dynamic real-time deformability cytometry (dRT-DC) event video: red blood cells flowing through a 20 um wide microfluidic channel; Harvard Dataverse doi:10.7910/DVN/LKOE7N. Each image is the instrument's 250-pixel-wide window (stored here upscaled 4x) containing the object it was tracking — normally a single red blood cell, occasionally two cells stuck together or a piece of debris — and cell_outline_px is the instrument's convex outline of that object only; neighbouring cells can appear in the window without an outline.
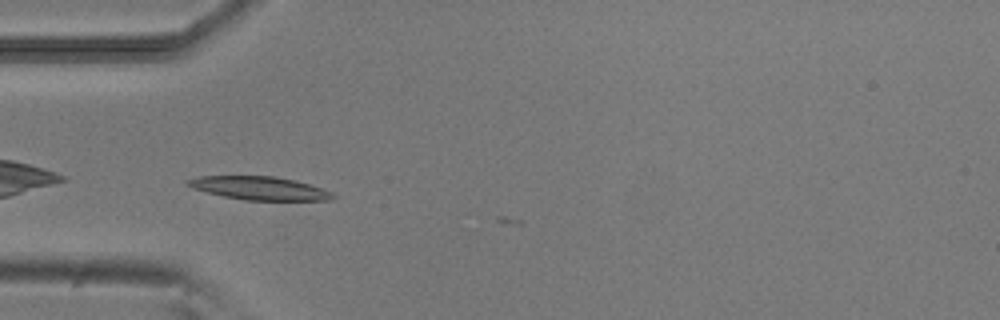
{"species": "common noctule bat (a hibernating species)", "species_latin": "Nyctalus noctula", "temperature_condition": "room temperature", "stored_images_in_passage": 32, "camera_frame_rate_fps": 3000, "um_per_image_px": 0.085, "animal": {"sex": "male", "body_mass_g": 20.5, "forearm_length_mm": 52.5}, "frame": {"image": 1, "passage_image": 2, "time_ms": 0.333, "image_size_px": [1000, 320], "cell_outline_px": [[332, 196], [324, 200], [248, 200], [224, 196], [208, 192], [196, 188], [188, 184], [188, 180], [204, 176], [272, 176], [292, 180], [308, 184], [320, 188], [328, 192]], "centroid_in_image_um": [22.02, 15.99], "position_along_channel_um": 63.0, "area_um2": 18.73}}
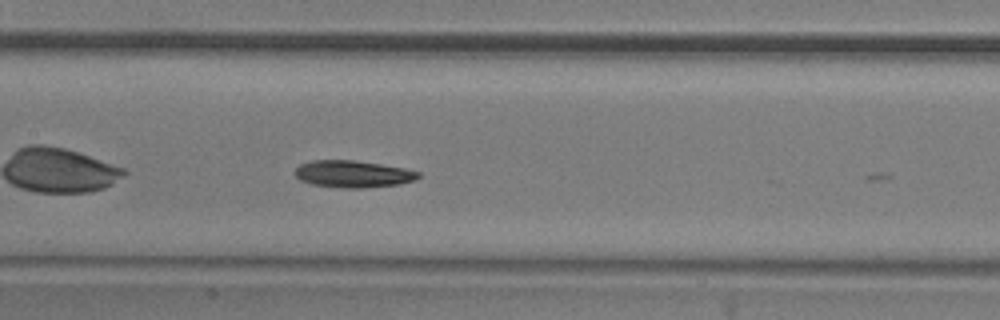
{"frame": {"image": 2, "passage_image": 11, "time_ms": 3.333, "image_size_px": [1000, 320], "cell_outline_px": [[420, 176], [412, 180], [396, 184], [356, 188], [352, 188], [316, 184], [300, 180], [296, 176], [296, 168], [300, 164], [316, 160], [352, 160], [400, 168], [420, 172]], "centroid_in_image_um": [29.96, 14.77], "position_along_channel_um": 177.4, "area_um2": 18.5}}
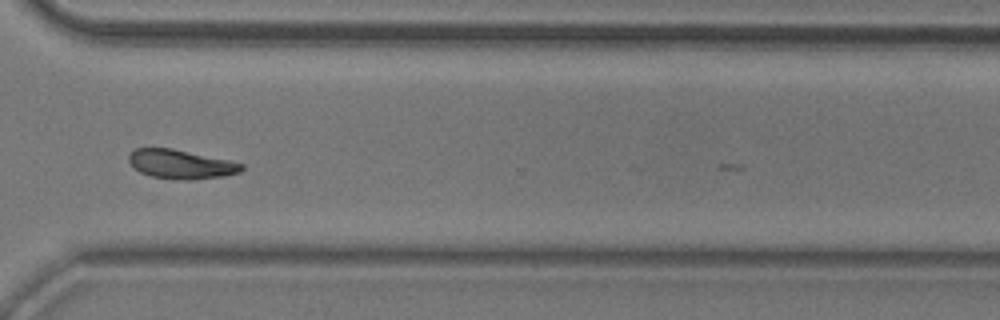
{"frame": {"image": 3, "passage_image": 25, "time_ms": 8.0, "image_size_px": [1000, 320], "cell_outline_px": [[244, 168], [240, 172], [220, 176], [152, 176], [140, 172], [128, 160], [128, 156], [136, 148], [172, 148], [228, 160], [244, 164]], "centroid_in_image_um": [15.35, 13.88], "position_along_channel_um": 355.2, "area_um2": 17.69}, "authors_computed_cell_mechanics": {"area_um2": 18.4093, "velocity_mm_per_s": 3.8246, "shape_relaxation_time_tau1_ms": 5.6399, "shape_relaxation_time_tau2_ms": null, "deformation_change_tau1": 0.1723, "deformation_change_tau2": null}}